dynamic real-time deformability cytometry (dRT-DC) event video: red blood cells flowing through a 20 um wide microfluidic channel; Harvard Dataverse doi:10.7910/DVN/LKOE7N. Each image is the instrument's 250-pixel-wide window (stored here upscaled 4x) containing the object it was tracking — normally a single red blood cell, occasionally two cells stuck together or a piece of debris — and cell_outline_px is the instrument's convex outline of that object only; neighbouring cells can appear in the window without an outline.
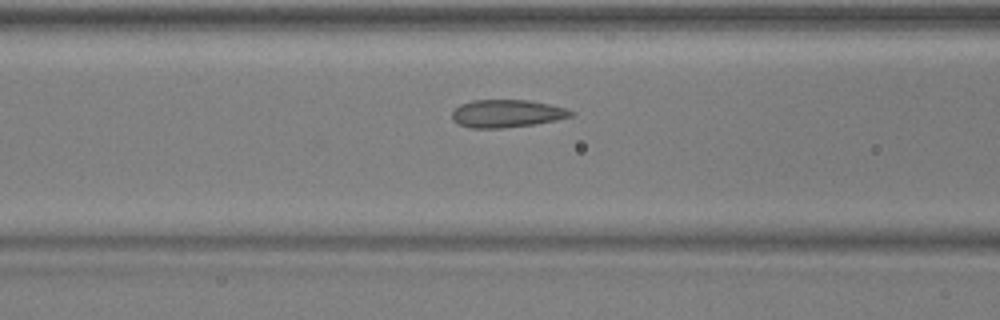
{"species": "common noctule bat (a hibernating species)", "species_latin": "Nyctalus noctula", "temperature_condition": "warm", "stored_images_in_passage": 36, "camera_frame_rate_fps": 3000, "um_per_image_px": 0.085, "animal": {"sex": "male", "body_mass_g": 17.9, "forearm_length_mm": 54.2}, "frame": {"image": 1, "passage_image": 6, "time_ms": 1.667, "image_size_px": [1000, 320], "cell_outline_px": [[576, 112], [572, 116], [556, 120], [532, 124], [500, 128], [472, 128], [460, 124], [452, 120], [452, 112], [460, 104], [472, 100], [528, 100], [548, 104], [564, 108]], "centroid_in_image_um": [43.06, 9.64], "position_along_channel_um": 123.5, "area_um2": 19.02}}
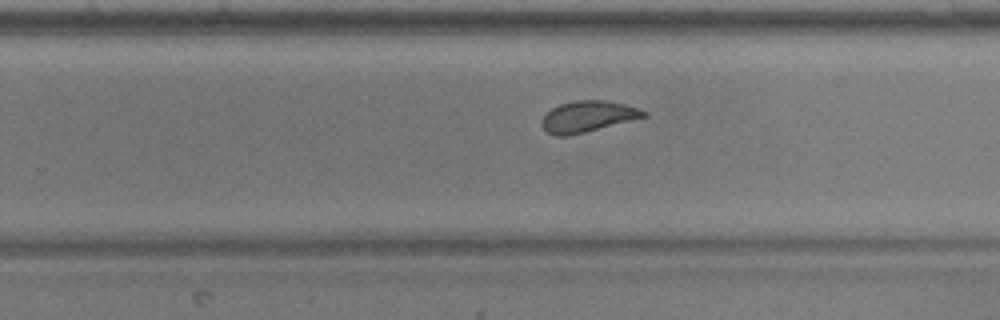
{"frame": {"image": 2, "passage_image": 18, "time_ms": 5.667, "image_size_px": [1000, 320], "cell_outline_px": [[648, 116], [568, 136], [556, 136], [548, 132], [540, 124], [540, 120], [552, 108], [560, 104], [576, 100], [604, 100], [624, 104], [648, 112]], "centroid_in_image_um": [49.94, 9.9], "position_along_channel_um": 279.9, "area_um2": 18.26}}
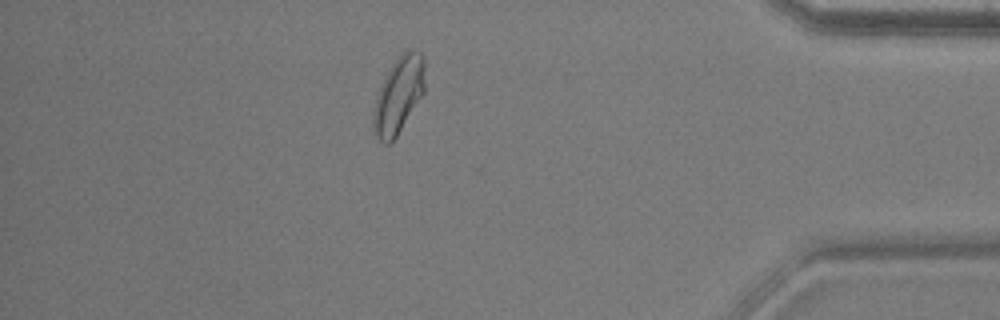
{"frame": {"image": 3, "passage_image": 30, "time_ms": 9.667, "image_size_px": [1000, 320], "cell_outline_px": [[424, 92], [396, 136], [388, 144], [384, 144], [376, 136], [372, 124], [372, 116], [376, 96], [380, 84], [384, 76], [396, 56], [404, 48], [412, 48], [420, 52], [424, 56]], "centroid_in_image_um": [33.86, 8.0], "position_along_channel_um": 401.3, "area_um2": 23.24}, "authors_computed_cell_mechanics": {"area_um2": 19.1318, "velocity_mm_per_s": 3.9112, "shape_relaxation_time_tau1_ms": 3.2071, "shape_relaxation_time_tau2_ms": 0.5756, "deformation_change_tau1": 0.1293, "deformation_change_tau2": 0.0684}}